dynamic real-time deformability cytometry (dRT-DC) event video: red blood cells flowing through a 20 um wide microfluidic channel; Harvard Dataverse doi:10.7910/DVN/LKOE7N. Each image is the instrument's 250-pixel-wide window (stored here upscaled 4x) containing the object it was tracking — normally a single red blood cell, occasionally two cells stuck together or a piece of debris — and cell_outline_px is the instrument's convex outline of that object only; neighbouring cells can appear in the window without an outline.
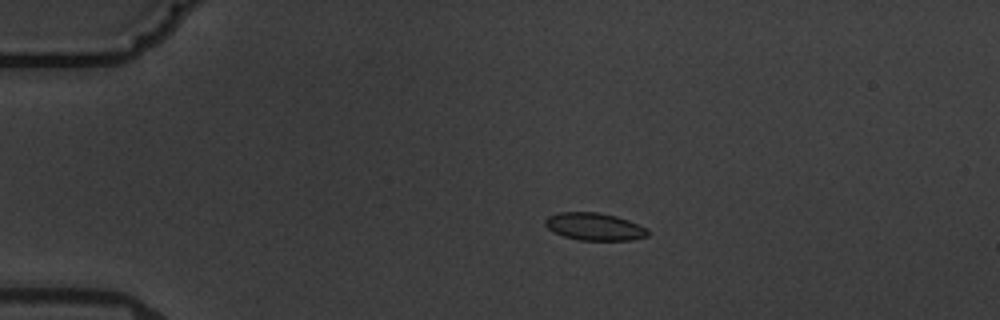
{"species": "common noctule bat (a hibernating species)", "species_latin": "Nyctalus noctula", "temperature_condition": "warm", "stored_images_in_passage": 6, "camera_frame_rate_fps": 3000, "um_per_image_px": 0.085, "animal": {"sex": "male", "body_mass_g": 19.5, "forearm_length_mm": 54.6}, "frame": {"image": 1, "passage_image": 3, "time_ms": 2.333, "image_size_px": [1000, 320], "cell_outline_px": [[648, 236], [632, 240], [580, 240], [564, 236], [552, 232], [544, 224], [544, 220], [548, 216], [560, 212], [600, 212], [616, 216], [628, 220], [648, 228]], "centroid_in_image_um": [50.52, 19.26], "position_along_channel_um": 34.5, "area_um2": 16.53}}
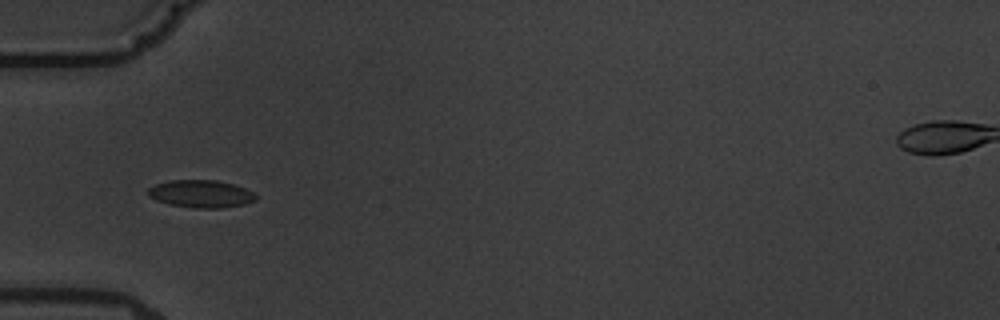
{"frame": {"image": 2, "passage_image": 5, "time_ms": 4.667, "image_size_px": [1000, 320], "cell_outline_px": [[256, 200], [244, 204], [220, 208], [192, 208], [168, 204], [156, 200], [148, 196], [148, 188], [156, 184], [168, 180], [216, 180], [232, 184], [244, 188], [252, 192], [256, 196]], "centroid_in_image_um": [17.04, 16.48], "position_along_channel_um": 68.0, "area_um2": 17.28}}
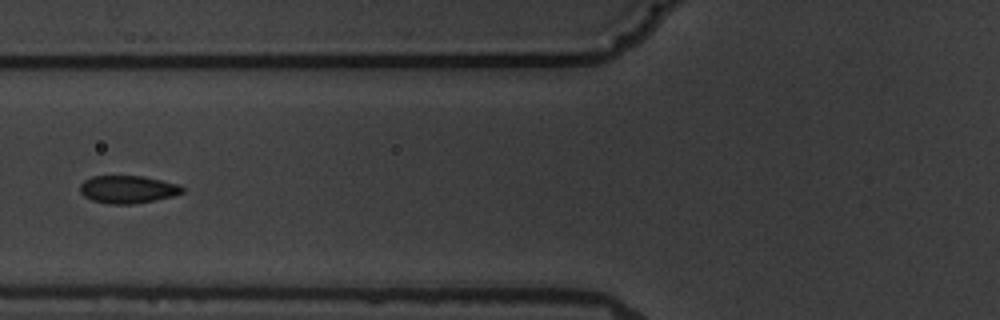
{"frame": {"image": 3, "passage_image": 6, "time_ms": 6.0, "image_size_px": [1000, 320], "cell_outline_px": [[184, 192], [172, 196], [156, 200], [132, 204], [108, 204], [92, 200], [84, 196], [80, 192], [80, 184], [84, 180], [92, 176], [144, 176], [176, 184], [184, 188]], "centroid_in_image_um": [10.83, 16.1], "position_along_channel_um": 115.0, "area_um2": 16.47}}